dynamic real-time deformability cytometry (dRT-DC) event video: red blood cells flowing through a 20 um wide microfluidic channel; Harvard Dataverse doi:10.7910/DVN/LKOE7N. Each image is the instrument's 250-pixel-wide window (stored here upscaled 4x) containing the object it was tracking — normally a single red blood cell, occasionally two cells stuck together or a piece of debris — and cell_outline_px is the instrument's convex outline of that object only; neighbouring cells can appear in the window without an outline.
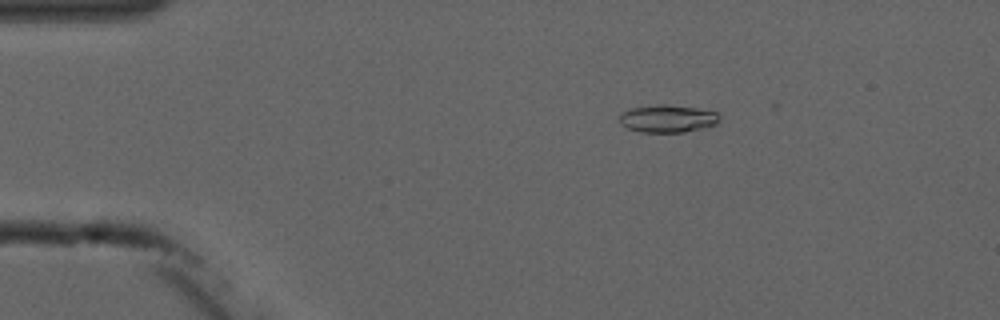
{"species": "common noctule bat (a hibernating species)", "species_latin": "Nyctalus noctula", "temperature_condition": "cold", "stored_images_in_passage": 3, "camera_frame_rate_fps": 3000, "um_per_image_px": 0.085, "animal": {"sex": "male", "forearm_length_mm": 52.5}, "frame": {"image": 1, "passage_image": 1, "time_ms": 0.0, "image_size_px": [1000, 320], "cell_outline_px": [[720, 120], [716, 124], [684, 132], [640, 132], [628, 128], [620, 124], [620, 116], [628, 108], [660, 104], [664, 104], [696, 108], [716, 112], [720, 116]], "centroid_in_image_um": [56.73, 10.08], "position_along_channel_um": 28.3, "area_um2": 15.95}}